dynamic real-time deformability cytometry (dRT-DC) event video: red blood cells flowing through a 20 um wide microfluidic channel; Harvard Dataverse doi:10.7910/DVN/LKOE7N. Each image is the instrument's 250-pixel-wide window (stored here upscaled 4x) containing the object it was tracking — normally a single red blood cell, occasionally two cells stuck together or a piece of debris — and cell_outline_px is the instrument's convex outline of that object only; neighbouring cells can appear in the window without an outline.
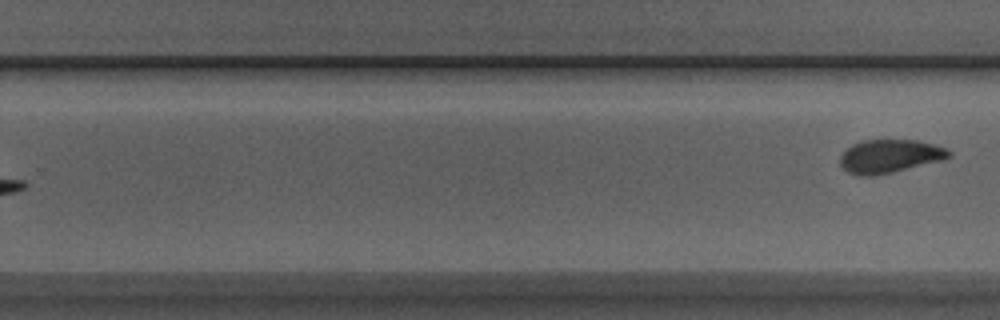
{"species": "Egyptian fruit bat (a non-hibernating species)", "species_latin": "Rousettus aegyptiacus", "temperature_condition": "room temperature", "stored_images_in_passage": 9, "segment_of_instrument_passage": [2, 2], "camera_frame_rate_fps": 3000, "um_per_image_px": 0.085, "animal": {"sex": "male"}, "frame": {"image": 1, "passage_image": 9, "time_ms": 10.333, "image_size_px": [1000, 320], "cell_outline_px": [[952, 156], [944, 160], [892, 172], [872, 176], [856, 176], [848, 172], [840, 164], [840, 156], [852, 144], [860, 140], [916, 140], [948, 148], [952, 152]], "centroid_in_image_um": [75.65, 13.28], "position_along_channel_um": 254.2, "area_um2": 21.27}}